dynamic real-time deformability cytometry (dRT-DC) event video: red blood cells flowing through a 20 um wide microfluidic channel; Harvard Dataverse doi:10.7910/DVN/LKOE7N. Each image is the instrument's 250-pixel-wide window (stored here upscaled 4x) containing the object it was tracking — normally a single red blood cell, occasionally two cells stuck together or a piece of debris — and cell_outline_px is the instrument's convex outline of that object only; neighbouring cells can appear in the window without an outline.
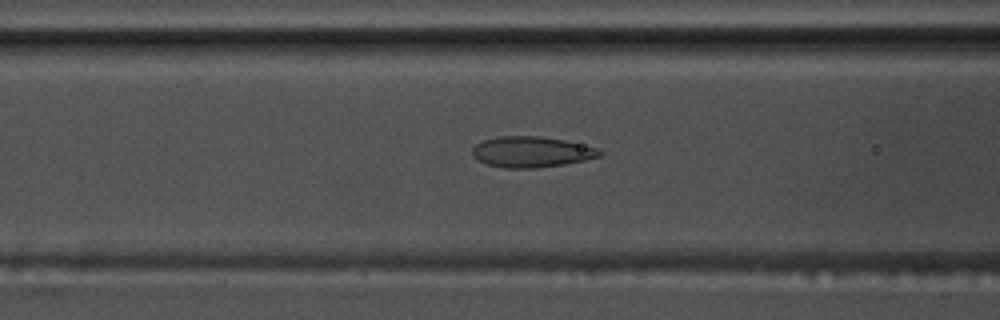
{"species": "common noctule bat (a hibernating species)", "species_latin": "Nyctalus noctula", "temperature_condition": "warm", "stored_images_in_passage": 55, "camera_frame_rate_fps": 3000, "um_per_image_px": 0.085, "animal": {"sex": "male", "body_mass_g": 17.5, "forearm_length_mm": 52.3}, "frame": {"image": 1, "passage_image": 23, "time_ms": 7.333, "image_size_px": [1000, 320], "cell_outline_px": [[604, 152], [600, 156], [584, 160], [564, 164], [536, 168], [504, 168], [488, 164], [476, 160], [472, 156], [472, 148], [476, 144], [484, 140], [500, 136], [540, 136], [564, 140], [596, 148]], "centroid_in_image_um": [45.14, 12.91], "position_along_channel_um": 121.5, "area_um2": 22.77}}
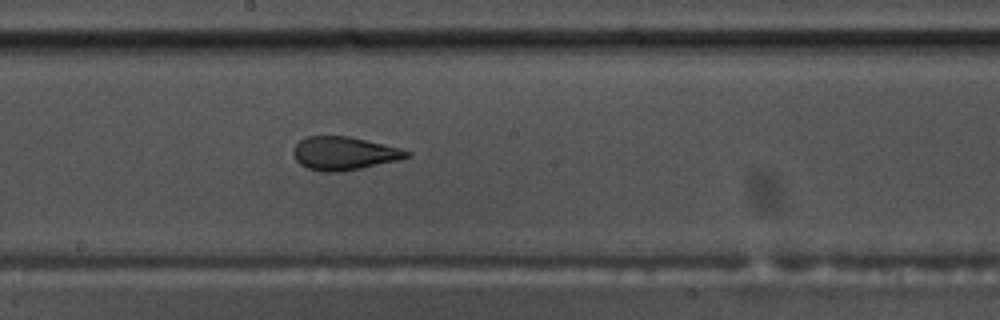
{"frame": {"image": 2, "passage_image": 31, "time_ms": 10.0, "image_size_px": [1000, 320], "cell_outline_px": [[412, 156], [400, 160], [340, 172], [324, 172], [308, 168], [300, 164], [296, 160], [292, 152], [292, 148], [300, 140], [308, 136], [348, 136], [400, 148], [412, 152]], "centroid_in_image_um": [29.25, 13.04], "position_along_channel_um": 218.9, "area_um2": 22.02}}
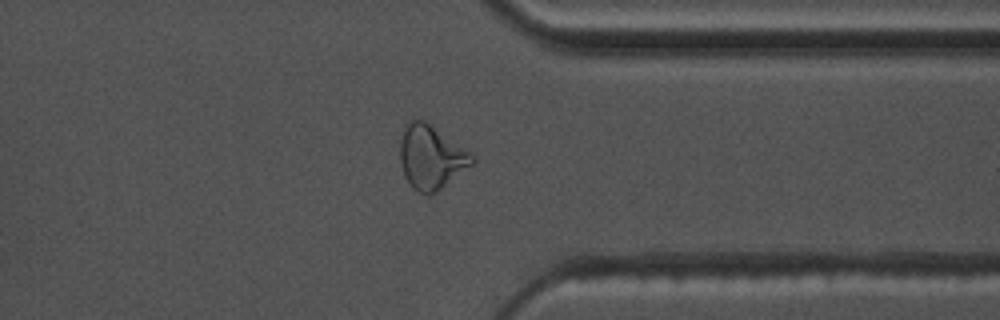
{"frame": {"image": 3, "passage_image": 44, "time_ms": 14.333, "image_size_px": [1000, 320], "cell_outline_px": [[476, 160], [472, 164], [432, 196], [428, 196], [412, 188], [404, 176], [400, 160], [400, 140], [404, 124], [408, 120], [424, 120], [472, 152], [476, 156]], "centroid_in_image_um": [36.64, 13.36], "position_along_channel_um": 374.8, "area_um2": 27.11}, "authors_computed_cell_mechanics": {"area_um2": 24.565, "velocity_mm_per_s": 3.6664, "shape_relaxation_time_tau1_ms": null, "shape_relaxation_time_tau2_ms": 1.4807, "deformation_change_tau1": null, "deformation_change_tau2": 0.0996}}